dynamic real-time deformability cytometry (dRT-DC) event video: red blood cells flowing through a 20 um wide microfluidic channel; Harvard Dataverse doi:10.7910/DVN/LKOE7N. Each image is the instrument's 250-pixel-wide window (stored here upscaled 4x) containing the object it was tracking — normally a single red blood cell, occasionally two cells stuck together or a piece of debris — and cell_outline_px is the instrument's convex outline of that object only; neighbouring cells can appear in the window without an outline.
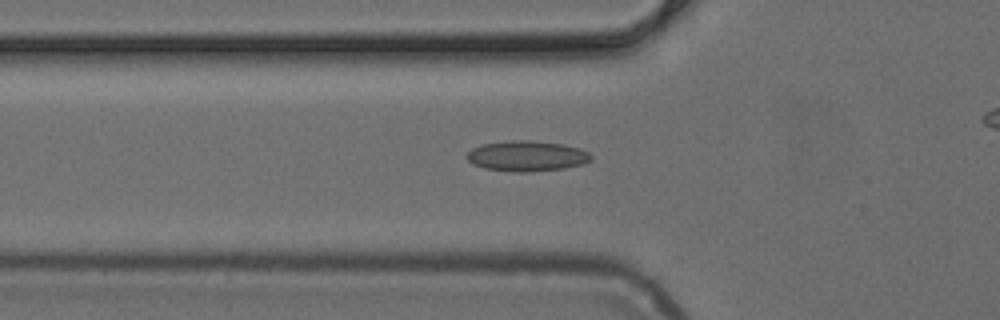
{"species": "common noctule bat (a hibernating species)", "species_latin": "Nyctalus noctula", "temperature_condition": "cold", "stored_images_in_passage": 37, "camera_frame_rate_fps": 3000, "um_per_image_px": 0.085, "animal": {"sex": "female", "body_mass_g": 24.6, "forearm_length_mm": 56.2}, "frame": {"image": 1, "passage_image": 15, "time_ms": 4.667, "image_size_px": [1000, 320], "cell_outline_px": [[592, 160], [584, 164], [564, 168], [528, 172], [512, 172], [484, 168], [472, 164], [464, 156], [472, 148], [484, 144], [512, 140], [528, 140], [564, 144], [580, 148], [588, 152], [592, 156]], "centroid_in_image_um": [44.78, 13.27], "position_along_channel_um": 81.0, "area_um2": 22.2}}
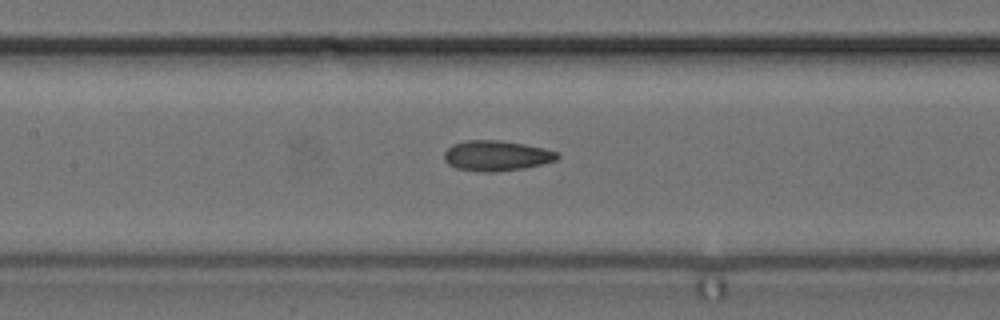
{"frame": {"image": 2, "passage_image": 21, "time_ms": 6.667, "image_size_px": [1000, 320], "cell_outline_px": [[560, 156], [556, 160], [524, 168], [492, 172], [480, 172], [456, 168], [448, 164], [444, 160], [444, 152], [452, 144], [464, 140], [500, 140], [524, 144], [544, 148], [560, 152]], "centroid_in_image_um": [42.18, 13.23], "position_along_channel_um": 165.2, "area_um2": 20.11}}
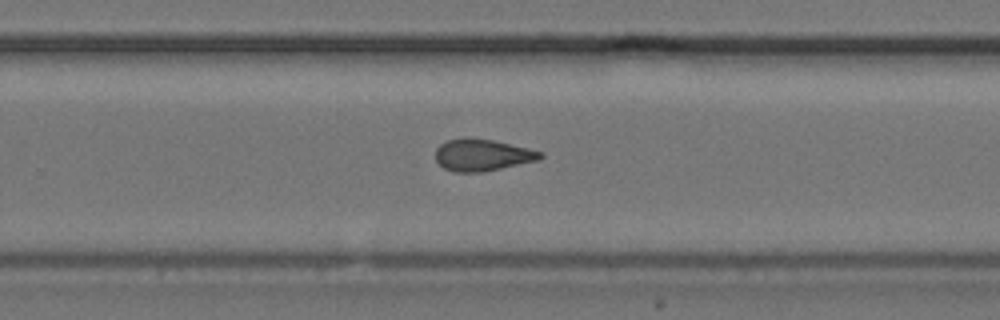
{"frame": {"image": 3, "passage_image": 30, "time_ms": 9.667, "image_size_px": [1000, 320], "cell_outline_px": [[544, 156], [540, 160], [484, 172], [452, 172], [444, 168], [436, 160], [436, 148], [440, 144], [448, 140], [492, 140], [528, 148], [544, 152]], "centroid_in_image_um": [41.05, 13.22], "position_along_channel_um": 288.8, "area_um2": 19.07}}